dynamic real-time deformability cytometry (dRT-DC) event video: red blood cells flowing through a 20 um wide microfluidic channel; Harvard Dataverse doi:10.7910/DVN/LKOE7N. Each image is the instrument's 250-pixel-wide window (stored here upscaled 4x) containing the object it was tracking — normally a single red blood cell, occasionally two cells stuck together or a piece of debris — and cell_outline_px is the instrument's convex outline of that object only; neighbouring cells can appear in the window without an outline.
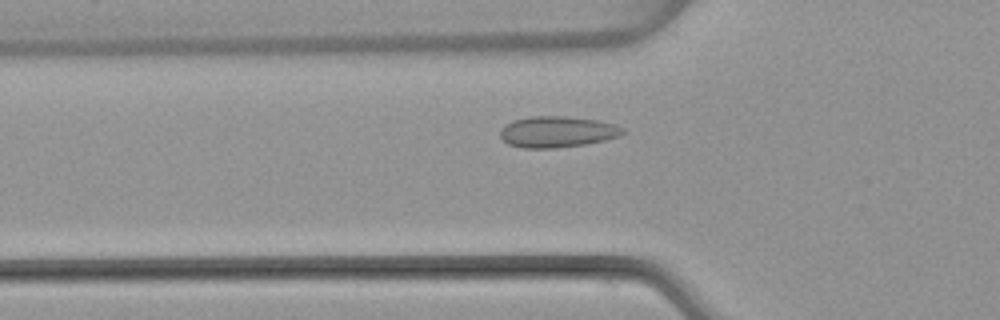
{"species": "common noctule bat (a hibernating species)", "species_latin": "Nyctalus noctula", "temperature_condition": "warm", "stored_images_in_passage": 45, "camera_frame_rate_fps": 3000, "um_per_image_px": 0.085, "animal": {"sex": "female", "body_mass_g": 22.7, "forearm_length_mm": 54.2}, "frame": {"image": 1, "passage_image": 12, "time_ms": 3.667, "image_size_px": [1000, 320], "cell_outline_px": [[624, 132], [620, 136], [588, 144], [556, 148], [520, 148], [508, 144], [500, 136], [500, 128], [512, 120], [532, 116], [564, 116], [600, 120], [616, 124], [624, 128]], "centroid_in_image_um": [47.37, 11.2], "position_along_channel_um": 78.4, "area_um2": 22.54}}
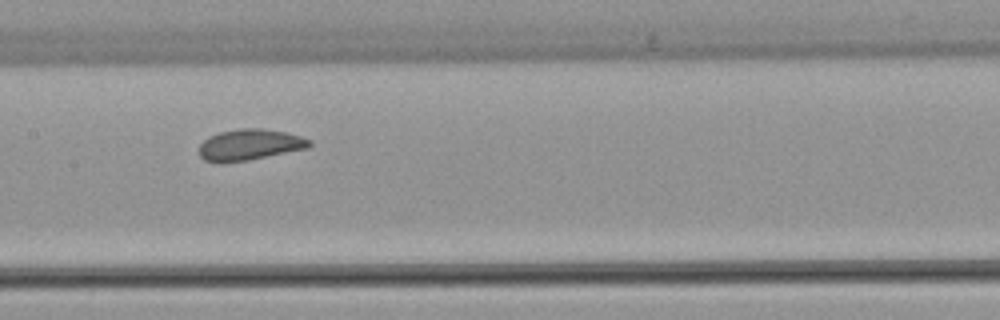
{"frame": {"image": 2, "passage_image": 20, "time_ms": 6.333, "image_size_px": [1000, 320], "cell_outline_px": [[312, 144], [308, 148], [248, 160], [220, 164], [204, 160], [200, 156], [200, 144], [208, 136], [220, 132], [240, 128], [264, 128], [284, 132], [300, 136], [312, 140]], "centroid_in_image_um": [21.21, 12.31], "position_along_channel_um": 186.2, "area_um2": 20.11}}
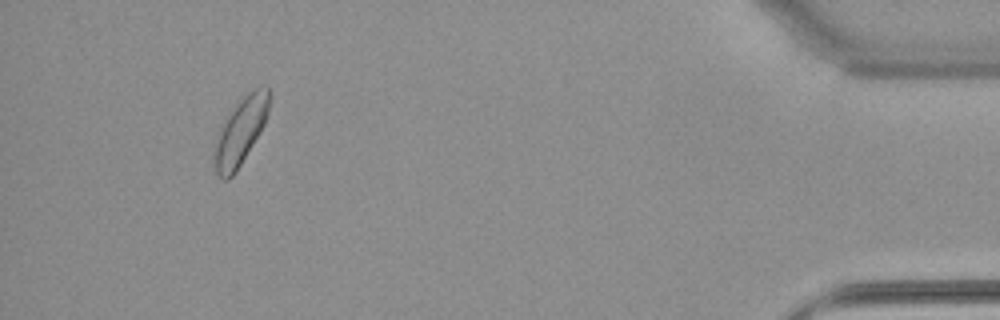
{"frame": {"image": 3, "passage_image": 42, "time_ms": 13.667, "image_size_px": [1000, 320], "cell_outline_px": [[268, 112], [264, 124], [260, 132], [236, 172], [228, 180], [224, 180], [216, 172], [212, 164], [212, 152], [216, 132], [224, 116], [240, 96], [252, 88], [260, 84], [268, 84]], "centroid_in_image_um": [20.37, 11.11], "position_along_channel_um": 414.8, "area_um2": 22.54}, "authors_computed_cell_mechanics": {"area_um2": 20.23, "velocity_mm_per_s": 4.0276, "shape_relaxation_time_tau1_ms": 6.0735, "shape_relaxation_time_tau2_ms": null, "deformation_change_tau1": 0.0842, "deformation_change_tau2": null}}